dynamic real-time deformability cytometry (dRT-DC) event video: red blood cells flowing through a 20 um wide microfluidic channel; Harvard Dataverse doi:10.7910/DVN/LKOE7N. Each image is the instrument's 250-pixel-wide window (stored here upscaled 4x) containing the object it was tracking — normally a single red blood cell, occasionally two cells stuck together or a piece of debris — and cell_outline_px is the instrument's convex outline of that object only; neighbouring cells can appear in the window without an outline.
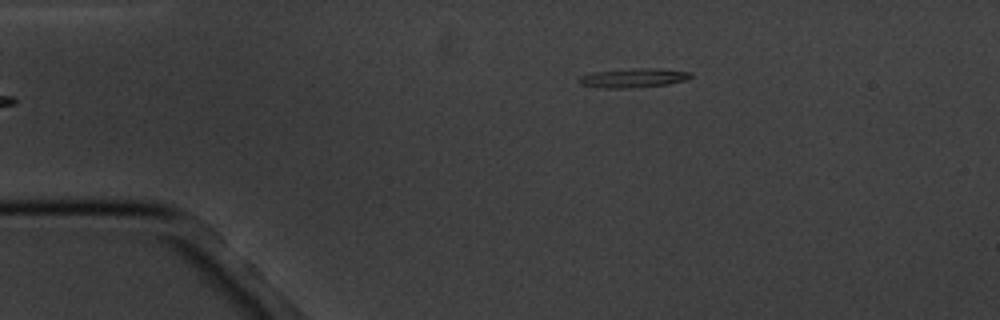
{"species": "common noctule bat (a hibernating species)", "species_latin": "Nyctalus noctula", "temperature_condition": "cold", "stored_images_in_passage": 4, "segment_of_instrument_passage": [2, 2], "camera_frame_rate_fps": 3000, "um_per_image_px": 0.085, "animal": {"sex": "male", "body_mass_g": 20.1, "forearm_length_mm": 53.5}, "frame": {"image": 1, "passage_image": 4, "time_ms": 3.667, "image_size_px": [1000, 320], "cell_outline_px": [[692, 76], [684, 80], [668, 84], [628, 88], [604, 88], [580, 84], [576, 80], [580, 76], [592, 72], [636, 68], [656, 68], [692, 72]], "centroid_in_image_um": [53.81, 6.62], "position_along_channel_um": 31.2, "area_um2": 12.43}}